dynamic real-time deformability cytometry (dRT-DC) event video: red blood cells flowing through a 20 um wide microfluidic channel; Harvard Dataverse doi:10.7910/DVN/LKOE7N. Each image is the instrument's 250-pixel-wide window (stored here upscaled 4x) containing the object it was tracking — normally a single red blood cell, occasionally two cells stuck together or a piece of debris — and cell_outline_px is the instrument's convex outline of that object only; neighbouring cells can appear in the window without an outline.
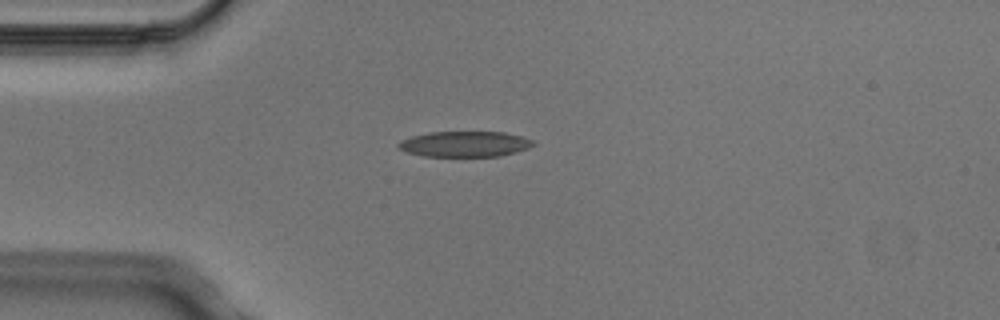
{"species": "Egyptian fruit bat (a non-hibernating species)", "species_latin": "Rousettus aegyptiacus", "temperature_condition": "cold", "stored_images_in_passage": 6, "camera_frame_rate_fps": 3000, "um_per_image_px": 0.085, "animal": {"sex": "male"}, "frame": {"image": 1, "passage_image": 6, "time_ms": 1.667, "image_size_px": [1000, 320], "cell_outline_px": [[536, 144], [528, 148], [516, 152], [500, 156], [424, 156], [408, 152], [400, 148], [396, 144], [400, 140], [412, 136], [432, 132], [504, 132], [536, 140]], "centroid_in_image_um": [39.55, 12.24], "position_along_channel_um": 45.5, "area_um2": 20.06}}